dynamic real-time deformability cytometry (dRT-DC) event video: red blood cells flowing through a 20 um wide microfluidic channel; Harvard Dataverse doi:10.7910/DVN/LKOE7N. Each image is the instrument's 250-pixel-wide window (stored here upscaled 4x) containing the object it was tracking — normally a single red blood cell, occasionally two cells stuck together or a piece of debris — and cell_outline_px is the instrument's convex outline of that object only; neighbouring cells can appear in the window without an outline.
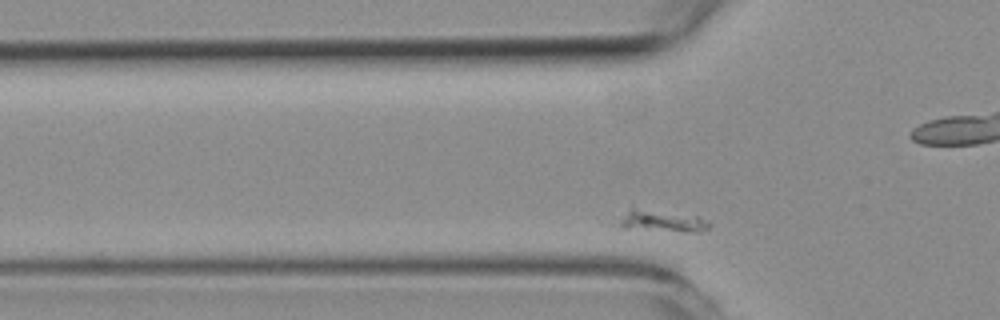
{"species": "common noctule bat (a hibernating species)", "species_latin": "Nyctalus noctula", "temperature_condition": "room temperature", "stored_images_in_passage": 41, "segment_of_instrument_passage": [2, 2], "camera_frame_rate_fps": 3000, "um_per_image_px": 0.085, "animal": {"sex": "female", "body_mass_g": 19.3, "forearm_length_mm": 54.1}, "frame": {"image": 1, "passage_image": 12, "time_ms": 3.667, "image_size_px": [1000, 320], "cell_outline_px": [[712, 224], [708, 228], [688, 232], [684, 232], [620, 228], [616, 224], [632, 204], [700, 216], [708, 220]], "centroid_in_image_um": [56.19, 18.71], "position_along_channel_um": 69.6, "area_um2": 12.43}}
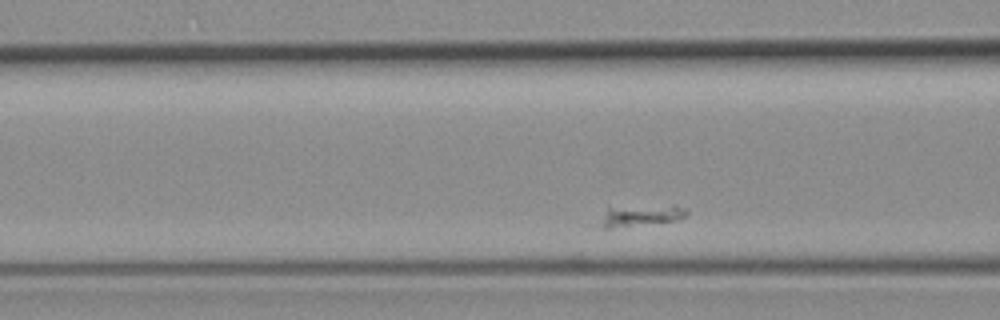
{"frame": {"image": 2, "passage_image": 16, "time_ms": 5.0, "image_size_px": [1000, 320], "cell_outline_px": [[688, 212], [680, 220], [612, 228], [604, 228], [600, 224], [608, 208], [672, 204], [688, 208]], "centroid_in_image_um": [54.59, 18.3], "position_along_channel_um": 112.0, "area_um2": 10.69}}